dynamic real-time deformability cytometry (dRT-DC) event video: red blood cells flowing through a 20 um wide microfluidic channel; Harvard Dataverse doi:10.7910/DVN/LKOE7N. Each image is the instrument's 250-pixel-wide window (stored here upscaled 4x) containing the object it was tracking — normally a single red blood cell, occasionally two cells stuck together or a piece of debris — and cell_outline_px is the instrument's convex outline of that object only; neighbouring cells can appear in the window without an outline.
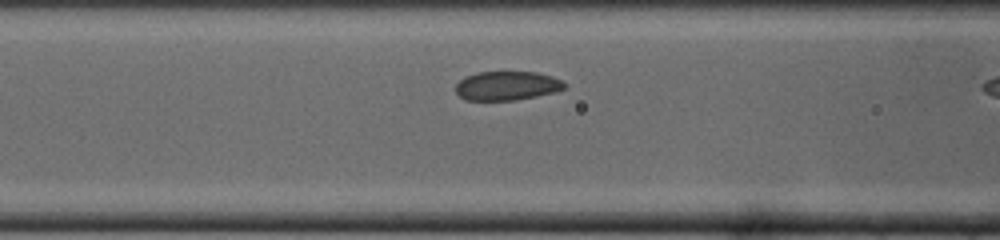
{"species": "common noctule bat (a hibernating species)", "species_latin": "Nyctalus noctula", "temperature_condition": "cold", "stored_images_in_passage": 8, "camera_frame_rate_fps": 3000, "um_per_image_px": 0.085, "animal": {"sex": "male", "body_mass_g": 19.0, "forearm_length_mm": 50.8}, "frame": {"image": 1, "passage_image": 7, "time_ms": 2.0, "image_size_px": [1000, 240], "cell_outline_px": [[564, 88], [552, 92], [536, 96], [516, 100], [468, 100], [460, 96], [456, 92], [456, 84], [464, 76], [476, 72], [536, 72], [552, 76], [560, 80], [564, 84]], "centroid_in_image_um": [43.04, 7.28], "position_along_channel_um": 123.6, "area_um2": 18.21}}